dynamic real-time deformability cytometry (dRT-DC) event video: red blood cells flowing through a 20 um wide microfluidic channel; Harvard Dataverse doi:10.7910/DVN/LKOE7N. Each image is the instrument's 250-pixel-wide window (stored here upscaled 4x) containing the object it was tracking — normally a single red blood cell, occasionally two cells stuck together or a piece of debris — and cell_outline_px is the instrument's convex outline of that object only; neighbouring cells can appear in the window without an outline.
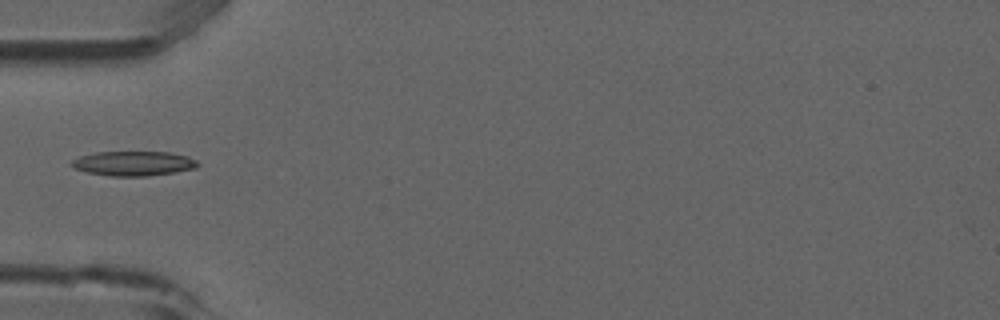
{"species": "common noctule bat (a hibernating species)", "species_latin": "Nyctalus noctula", "temperature_condition": "room temperature", "stored_images_in_passage": 3, "camera_frame_rate_fps": 3000, "um_per_image_px": 0.085, "animal": {"sex": "male", "forearm_length_mm": 52.5}, "frame": {"image": 1, "passage_image": 3, "time_ms": 0.667, "image_size_px": [1000, 320], "cell_outline_px": [[200, 164], [196, 168], [176, 172], [148, 176], [108, 176], [88, 172], [72, 168], [72, 160], [80, 156], [96, 152], [168, 152], [188, 156], [196, 160]], "centroid_in_image_um": [11.37, 13.9], "position_along_channel_um": 73.6, "area_um2": 18.15}}